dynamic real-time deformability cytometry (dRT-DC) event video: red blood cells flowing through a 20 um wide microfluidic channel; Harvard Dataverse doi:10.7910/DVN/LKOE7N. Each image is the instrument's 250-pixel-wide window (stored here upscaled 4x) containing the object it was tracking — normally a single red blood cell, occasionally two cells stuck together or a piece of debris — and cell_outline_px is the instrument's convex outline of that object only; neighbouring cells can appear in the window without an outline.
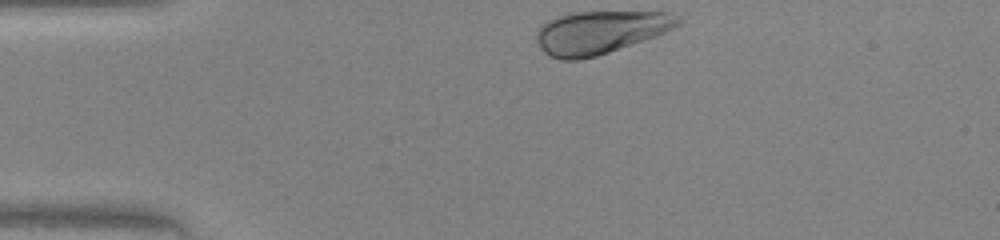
{"species": "human", "species_latin": "Homo sapiens", "temperature_condition": "warm", "stored_images_in_passage": 30, "camera_frame_rate_fps": 3000, "um_per_image_px": 0.085, "donor": {"sex": "female"}, "frame": {"image": 1, "passage_image": 1, "time_ms": 0.0, "image_size_px": [1000, 240], "cell_outline_px": [[684, 20], [680, 24], [656, 36], [596, 56], [576, 60], [560, 60], [548, 56], [540, 48], [536, 40], [536, 32], [540, 24], [556, 16], [568, 12], [668, 12]], "centroid_in_image_um": [50.95, 2.74], "position_along_channel_um": 34.0, "area_um2": 35.55}}
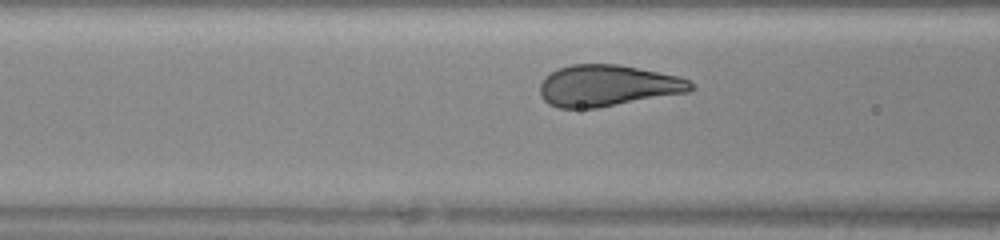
{"frame": {"image": 2, "passage_image": 10, "time_ms": 3.0, "image_size_px": [1000, 240], "cell_outline_px": [[696, 88], [688, 92], [596, 108], [560, 108], [548, 104], [540, 96], [540, 84], [552, 72], [560, 68], [572, 64], [620, 64], [680, 76], [688, 80]], "centroid_in_image_um": [51.66, 7.28], "position_along_channel_um": 114.9, "area_um2": 36.3}}
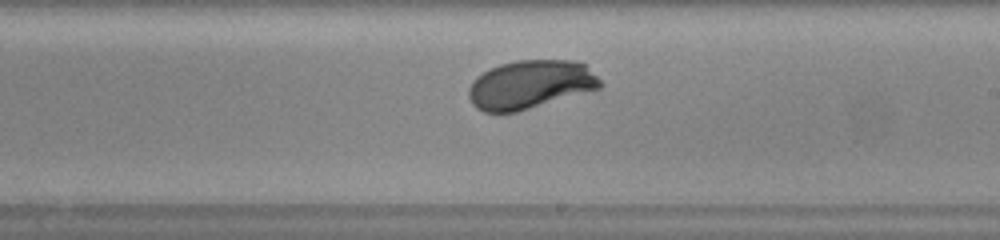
{"frame": {"image": 3, "passage_image": 19, "time_ms": 6.0, "image_size_px": [1000, 240], "cell_outline_px": [[604, 84], [600, 88], [516, 112], [484, 112], [476, 108], [472, 104], [468, 96], [468, 88], [472, 80], [476, 76], [500, 64], [516, 60], [576, 60], [584, 64]], "centroid_in_image_um": [45.04, 7.18], "position_along_channel_um": 244.0, "area_um2": 37.11}}